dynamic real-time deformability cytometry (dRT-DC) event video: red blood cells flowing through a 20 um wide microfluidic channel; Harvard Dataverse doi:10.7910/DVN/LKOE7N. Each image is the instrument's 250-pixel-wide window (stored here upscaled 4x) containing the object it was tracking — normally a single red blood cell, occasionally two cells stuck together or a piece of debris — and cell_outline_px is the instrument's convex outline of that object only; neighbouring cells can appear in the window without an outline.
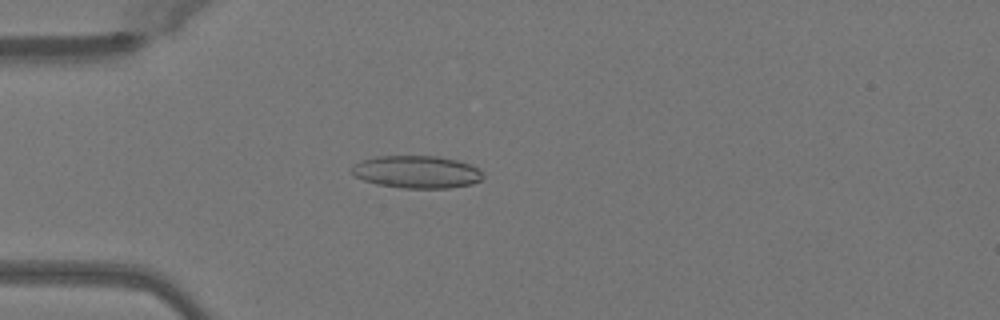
{"species": "Egyptian fruit bat (a non-hibernating species)", "species_latin": "Rousettus aegyptiacus", "temperature_condition": "warm", "stored_images_in_passage": 48, "camera_frame_rate_fps": 3000, "um_per_image_px": 0.085, "animal": {"sex": "female"}, "frame": {"image": 1, "passage_image": 12, "time_ms": 3.667, "image_size_px": [1000, 320], "cell_outline_px": [[484, 176], [480, 180], [472, 184], [452, 188], [400, 188], [376, 184], [364, 180], [356, 176], [352, 172], [352, 164], [360, 160], [376, 156], [436, 156], [456, 160], [480, 168]], "centroid_in_image_um": [35.42, 14.61], "position_along_channel_um": 49.6, "area_um2": 25.03}}
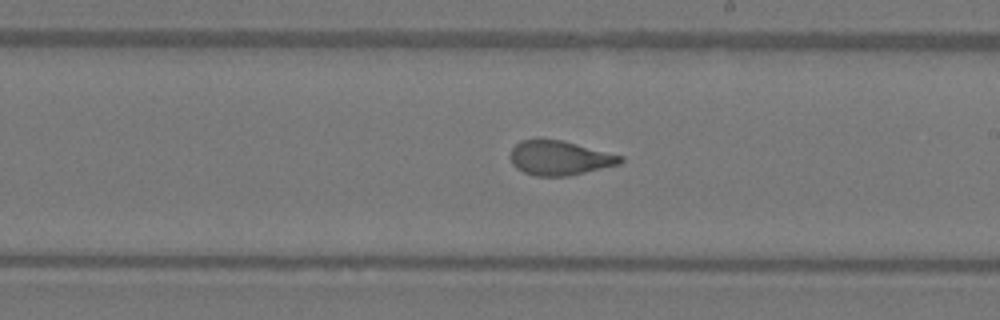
{"frame": {"image": 2, "passage_image": 27, "time_ms": 8.667, "image_size_px": [1000, 320], "cell_outline_px": [[624, 160], [620, 164], [568, 176], [536, 176], [524, 172], [516, 168], [512, 164], [512, 148], [520, 140], [540, 136], [560, 140], [624, 156]], "centroid_in_image_um": [47.55, 13.4], "position_along_channel_um": 241.5, "area_um2": 22.31}}
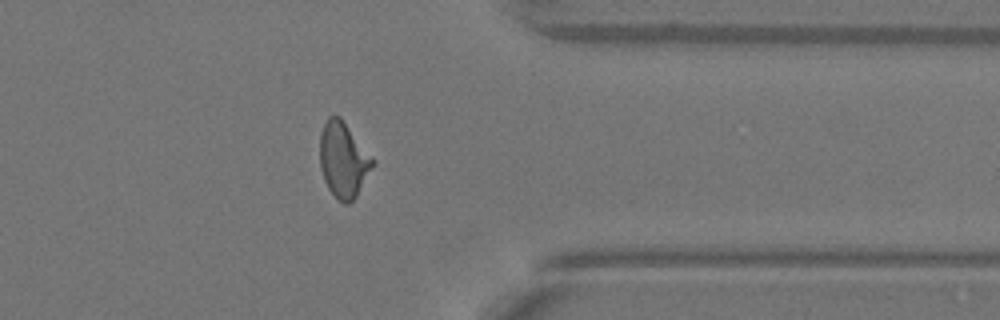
{"frame": {"image": 3, "passage_image": 38, "time_ms": 12.333, "image_size_px": [1000, 320], "cell_outline_px": [[376, 164], [356, 196], [348, 204], [344, 204], [336, 200], [328, 188], [324, 180], [320, 168], [320, 132], [328, 116], [340, 116], [376, 160]], "centroid_in_image_um": [29.2, 13.6], "position_along_channel_um": 382.2, "area_um2": 23.58}, "authors_computed_cell_mechanics": {"area_um2": 22.7732, "velocity_mm_per_s": 4.0976, "shape_relaxation_time_tau1_ms": 5.5077, "shape_relaxation_time_tau2_ms": 1.0511, "deformation_change_tau1": 0.2163, "deformation_change_tau2": 0.0901}}